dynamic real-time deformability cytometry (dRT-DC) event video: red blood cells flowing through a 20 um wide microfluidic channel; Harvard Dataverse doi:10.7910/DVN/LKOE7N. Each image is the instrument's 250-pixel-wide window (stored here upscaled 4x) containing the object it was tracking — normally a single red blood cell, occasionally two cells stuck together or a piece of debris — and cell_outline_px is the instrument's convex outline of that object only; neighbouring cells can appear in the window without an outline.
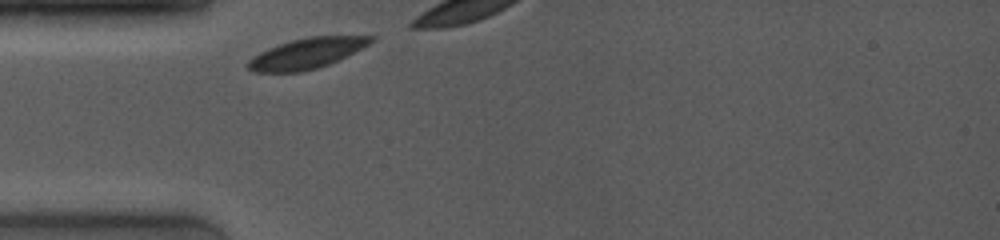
{"species": "common noctule bat (a hibernating species)", "species_latin": "Nyctalus noctula", "temperature_condition": "room temperature", "stored_images_in_passage": 5, "camera_frame_rate_fps": 4000, "um_per_image_px": 0.085, "animal": {"sex": "female", "body_mass_g": 19.0, "forearm_length_mm": 53.3}, "frame": {"image": 1, "passage_image": 1, "time_ms": 0.0, "image_size_px": [1000, 240], "cell_outline_px": [[376, 40], [328, 64], [316, 68], [300, 72], [252, 72], [248, 68], [248, 60], [252, 56], [268, 48], [292, 40], [308, 36], [376, 36]], "centroid_in_image_um": [26.02, 4.53], "position_along_channel_um": 59.0, "area_um2": 21.44}}